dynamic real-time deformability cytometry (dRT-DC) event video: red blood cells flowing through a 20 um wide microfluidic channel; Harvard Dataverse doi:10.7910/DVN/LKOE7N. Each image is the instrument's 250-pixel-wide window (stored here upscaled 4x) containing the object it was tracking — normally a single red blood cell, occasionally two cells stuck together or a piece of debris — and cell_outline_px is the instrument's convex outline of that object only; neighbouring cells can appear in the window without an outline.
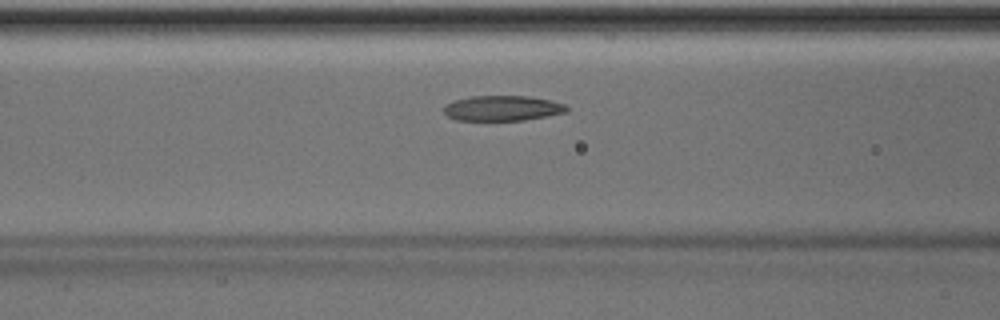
{"species": "Egyptian fruit bat (a non-hibernating species)", "species_latin": "Rousettus aegyptiacus", "temperature_condition": "room temperature", "stored_images_in_passage": 42, "camera_frame_rate_fps": 3000, "um_per_image_px": 0.085, "animal": {"sex": "male"}, "frame": {"image": 1, "passage_image": 12, "time_ms": 3.667, "image_size_px": [1000, 320], "cell_outline_px": [[568, 112], [548, 116], [524, 120], [456, 120], [448, 116], [444, 112], [444, 104], [452, 100], [472, 96], [528, 96], [552, 100], [564, 104], [568, 108]], "centroid_in_image_um": [42.71, 9.19], "position_along_channel_um": 123.9, "area_um2": 18.21}}
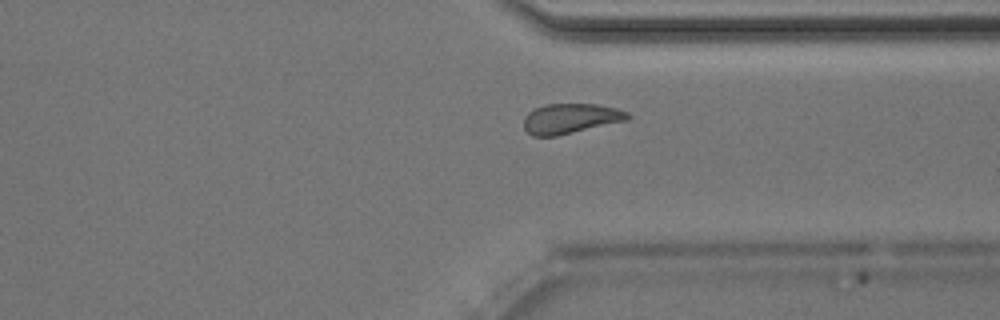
{"frame": {"image": 2, "passage_image": 30, "time_ms": 9.667, "image_size_px": [1000, 320], "cell_outline_px": [[632, 116], [628, 120], [556, 136], [532, 136], [524, 128], [524, 116], [528, 112], [544, 104], [596, 104], [616, 108], [628, 112]], "centroid_in_image_um": [48.5, 10.07], "position_along_channel_um": 362.9, "area_um2": 18.21}}
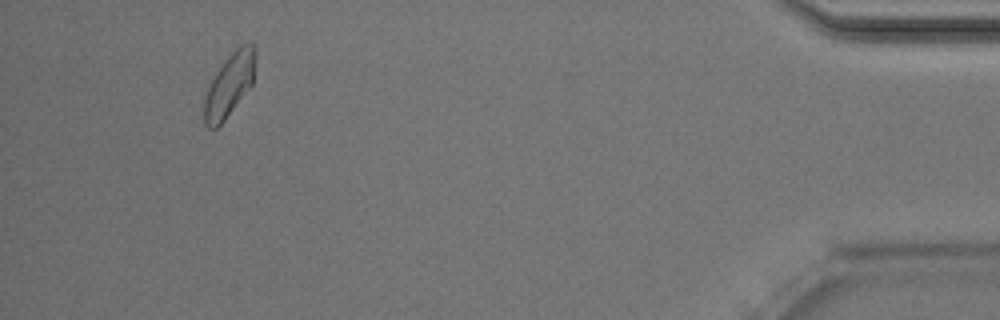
{"frame": {"image": 3, "passage_image": 39, "time_ms": 12.667, "image_size_px": [1000, 320], "cell_outline_px": [[256, 56], [252, 84], [224, 120], [216, 128], [208, 128], [204, 124], [204, 96], [216, 72], [224, 60], [240, 44], [248, 40], [252, 40], [256, 44]], "centroid_in_image_um": [19.53, 7.13], "position_along_channel_um": 415.7, "area_um2": 18.96}, "authors_computed_cell_mechanics": {"area_um2": 18.8717, "velocity_mm_per_s": 3.9912, "shape_relaxation_time_tau1_ms": 3.1269, "shape_relaxation_time_tau2_ms": 2.6912, "deformation_change_tau1": 0.105, "deformation_change_tau2": 0.0875}}